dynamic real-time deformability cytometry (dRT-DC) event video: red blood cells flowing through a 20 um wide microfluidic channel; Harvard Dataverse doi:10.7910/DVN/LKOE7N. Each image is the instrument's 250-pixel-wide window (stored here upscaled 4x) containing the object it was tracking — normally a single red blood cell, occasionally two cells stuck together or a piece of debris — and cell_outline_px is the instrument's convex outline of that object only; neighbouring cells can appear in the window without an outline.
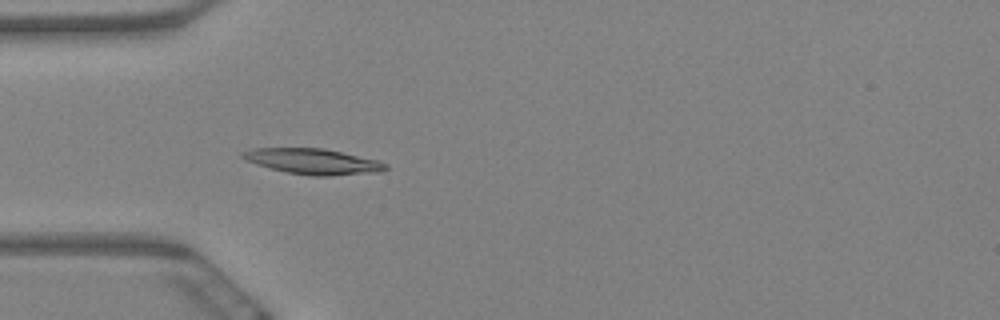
{"species": "Egyptian fruit bat (a non-hibernating species)", "species_latin": "Rousettus aegyptiacus", "temperature_condition": "warm", "stored_images_in_passage": 5, "camera_frame_rate_fps": 3000, "um_per_image_px": 0.085, "animal": {"sex": "female"}, "frame": {"image": 1, "passage_image": 5, "time_ms": 1.333, "image_size_px": [1000, 320], "cell_outline_px": [[388, 168], [384, 172], [328, 176], [312, 176], [288, 172], [256, 164], [244, 160], [240, 156], [240, 152], [252, 148], [324, 148], [376, 160], [388, 164]], "centroid_in_image_um": [26.61, 13.72], "position_along_channel_um": 58.4, "area_um2": 21.39}}